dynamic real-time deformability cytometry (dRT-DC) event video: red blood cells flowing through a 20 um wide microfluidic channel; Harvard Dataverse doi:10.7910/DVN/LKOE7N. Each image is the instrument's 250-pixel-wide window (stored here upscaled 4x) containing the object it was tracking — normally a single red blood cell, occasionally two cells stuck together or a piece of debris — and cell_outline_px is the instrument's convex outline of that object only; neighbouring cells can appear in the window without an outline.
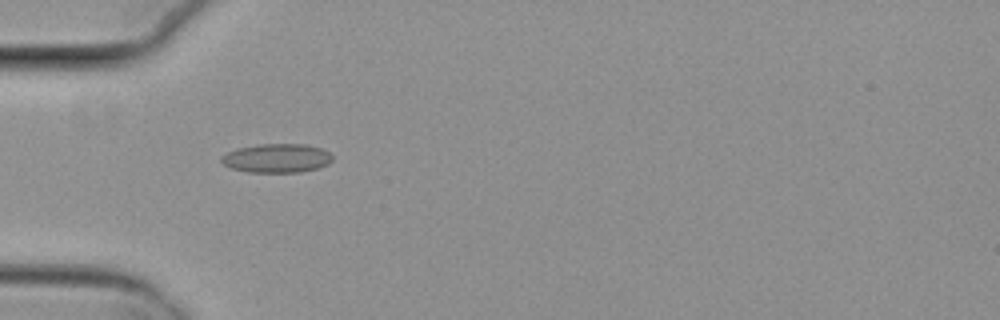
{"species": "common noctule bat (a hibernating species)", "species_latin": "Nyctalus noctula", "temperature_condition": "cold", "stored_images_in_passage": 36, "camera_frame_rate_fps": 3000, "um_per_image_px": 0.085, "animal": {"sex": "female", "body_mass_g": 29.2, "forearm_length_mm": 56.3}, "frame": {"image": 1, "passage_image": 5, "time_ms": 1.333, "image_size_px": [1000, 320], "cell_outline_px": [[332, 160], [328, 164], [316, 168], [300, 172], [248, 172], [232, 168], [224, 164], [220, 160], [220, 156], [236, 148], [256, 144], [304, 144], [320, 148], [328, 152], [332, 156]], "centroid_in_image_um": [23.49, 13.44], "position_along_channel_um": 61.5, "area_um2": 18.67}}
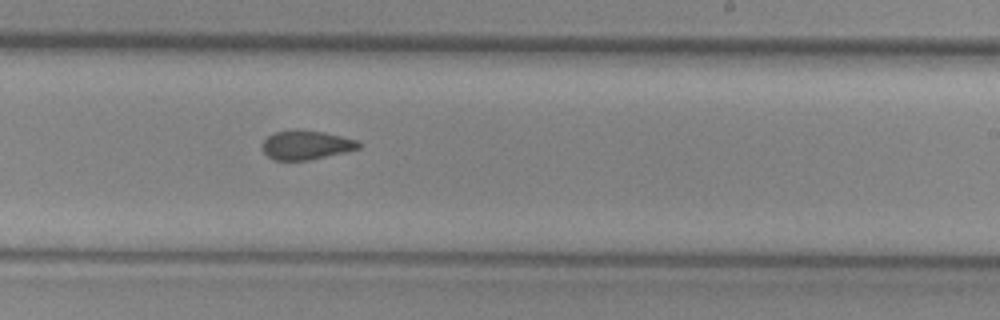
{"frame": {"image": 2, "passage_image": 21, "time_ms": 6.667, "image_size_px": [1000, 320], "cell_outline_px": [[360, 148], [312, 160], [272, 160], [260, 148], [260, 144], [268, 136], [276, 132], [296, 128], [324, 132], [356, 140], [360, 144]], "centroid_in_image_um": [25.96, 12.32], "position_along_channel_um": 263.0, "area_um2": 16.53}}
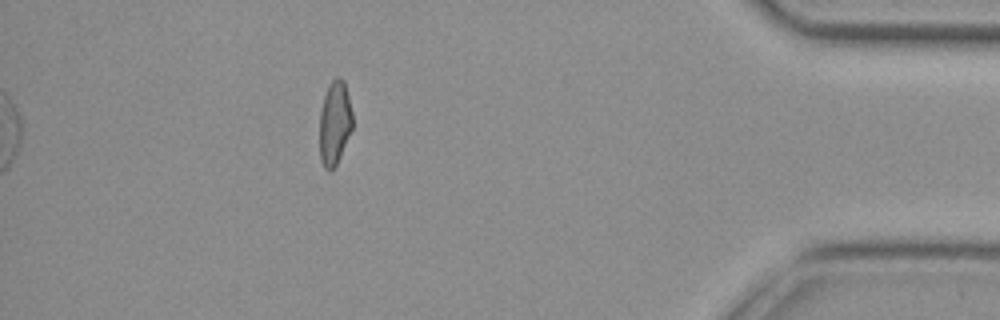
{"frame": {"image": 3, "passage_image": 36, "time_ms": 11.667, "image_size_px": [1000, 320], "cell_outline_px": [[352, 128], [340, 156], [336, 164], [328, 172], [324, 168], [320, 160], [320, 112], [324, 96], [332, 80], [336, 76], [340, 76], [344, 80], [352, 112]], "centroid_in_image_um": [28.44, 10.44], "position_along_channel_um": 406.8, "area_um2": 15.95}, "authors_computed_cell_mechanics": {"area_um2": 17.1666, "velocity_mm_per_s": 3.8369, "shape_relaxation_time_tau1_ms": null, "shape_relaxation_time_tau2_ms": 2.4303, "deformation_change_tau1": null, "deformation_change_tau2": 0.0767}}